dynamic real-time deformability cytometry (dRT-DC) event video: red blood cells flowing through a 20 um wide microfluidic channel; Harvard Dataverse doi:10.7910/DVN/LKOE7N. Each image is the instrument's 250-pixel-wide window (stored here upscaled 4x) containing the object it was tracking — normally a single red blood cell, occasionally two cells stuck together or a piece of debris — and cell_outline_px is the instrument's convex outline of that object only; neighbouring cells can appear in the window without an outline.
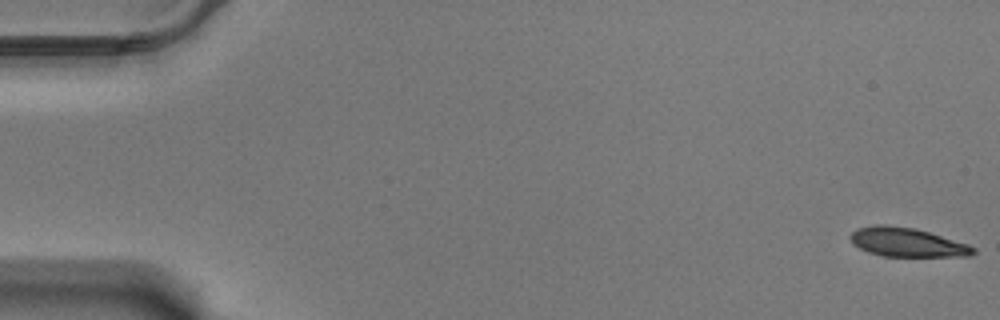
{"species": "Egyptian fruit bat (a non-hibernating species)", "species_latin": "Rousettus aegyptiacus", "temperature_condition": "warm", "stored_images_in_passage": 59, "camera_frame_rate_fps": 3000, "um_per_image_px": 0.085, "animal": {"sex": "male"}, "frame": {"image": 1, "passage_image": 1, "time_ms": 0.0, "image_size_px": [1000, 320], "cell_outline_px": [[976, 252], [968, 256], [884, 256], [868, 252], [852, 244], [848, 236], [856, 228], [876, 224], [884, 224], [916, 228], [968, 244], [976, 248]], "centroid_in_image_um": [77.06, 20.58], "position_along_channel_um": 7.9, "area_um2": 20.87}}
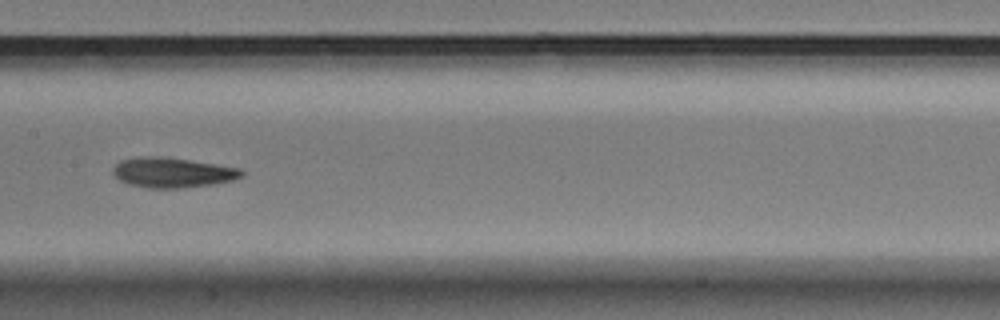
{"frame": {"image": 2, "passage_image": 30, "time_ms": 9.667, "image_size_px": [1000, 320], "cell_outline_px": [[244, 176], [232, 180], [212, 184], [180, 188], [148, 188], [128, 184], [120, 180], [112, 172], [112, 168], [120, 160], [140, 156], [160, 156], [216, 164], [240, 168], [244, 172]], "centroid_in_image_um": [14.64, 14.66], "position_along_channel_um": 192.8, "area_um2": 22.48}}
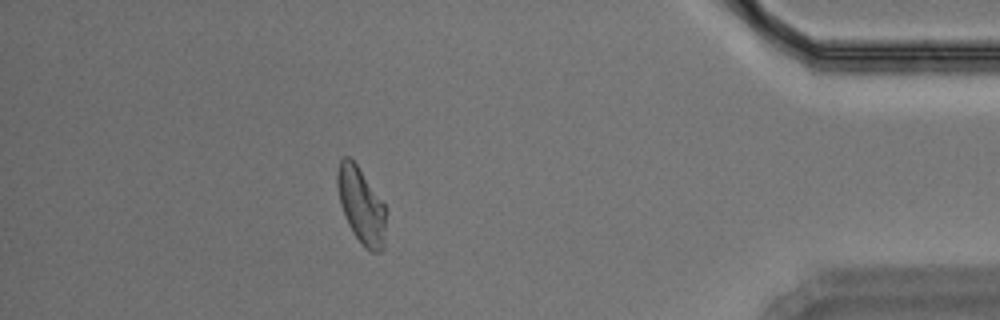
{"frame": {"image": 3, "passage_image": 52, "time_ms": 17.0, "image_size_px": [1000, 320], "cell_outline_px": [[384, 248], [380, 252], [372, 252], [364, 248], [352, 232], [348, 224], [340, 204], [336, 184], [336, 172], [340, 160], [344, 156], [348, 156], [356, 164], [384, 204]], "centroid_in_image_um": [30.66, 17.48], "position_along_channel_um": 404.5, "area_um2": 21.27}, "authors_computed_cell_mechanics": {"area_um2": 21.8484, "velocity_mm_per_s": 3.4651, "shape_relaxation_time_tau1_ms": 5.9681, "shape_relaxation_time_tau2_ms": 4.2883, "deformation_change_tau1": 0.1895, "deformation_change_tau2": 0.1122}}